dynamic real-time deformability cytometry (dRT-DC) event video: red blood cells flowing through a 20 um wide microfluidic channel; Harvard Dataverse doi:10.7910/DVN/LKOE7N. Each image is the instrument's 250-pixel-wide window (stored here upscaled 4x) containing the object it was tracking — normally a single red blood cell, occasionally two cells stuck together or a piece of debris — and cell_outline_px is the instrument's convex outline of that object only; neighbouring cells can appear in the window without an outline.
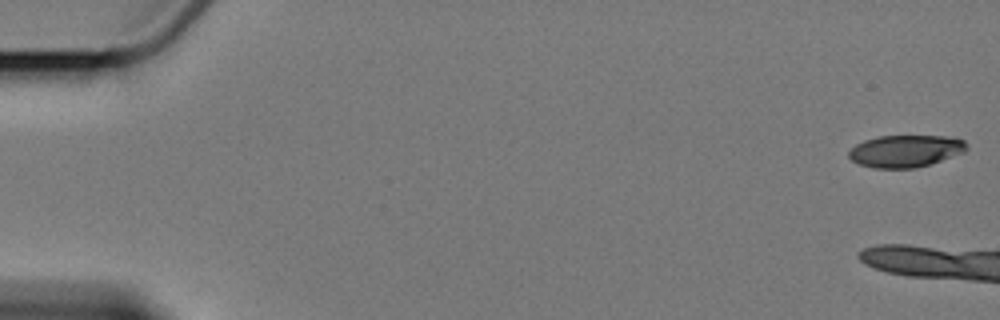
{"species": "Egyptian fruit bat (a non-hibernating species)", "species_latin": "Rousettus aegyptiacus", "temperature_condition": "cold", "stored_images_in_passage": 11, "camera_frame_rate_fps": 3000, "um_per_image_px": 0.085, "animal": {"sex": "female"}, "frame": {"image": 1, "passage_image": 1, "time_ms": 0.0, "image_size_px": [1000, 320], "cell_outline_px": [[968, 148], [964, 152], [916, 168], [872, 168], [860, 164], [852, 160], [848, 156], [848, 152], [856, 144], [864, 140], [876, 136], [944, 136], [964, 140], [968, 144]], "centroid_in_image_um": [76.95, 12.83], "position_along_channel_um": 8.1, "area_um2": 21.96}}
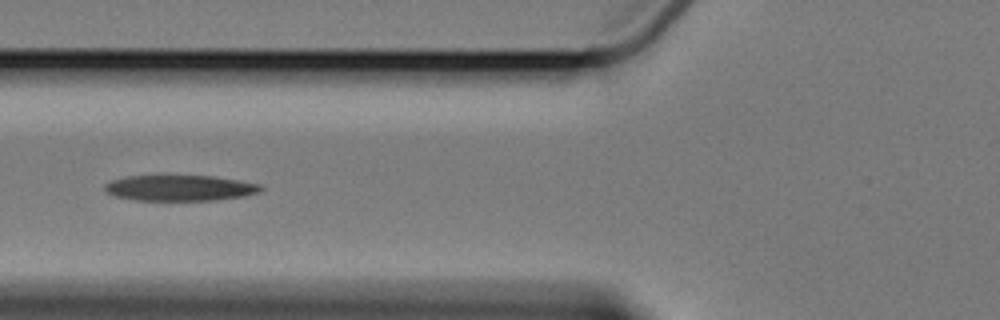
{"frame": {"image": 2, "passage_image": 8, "time_ms": 9.333, "image_size_px": [1000, 320], "cell_outline_px": [[264, 188], [260, 192], [244, 196], [216, 200], [132, 200], [116, 196], [104, 192], [104, 184], [112, 180], [128, 176], [212, 176], [260, 184]], "centroid_in_image_um": [15.27, 15.98], "position_along_channel_um": 110.5, "area_um2": 23.35}}
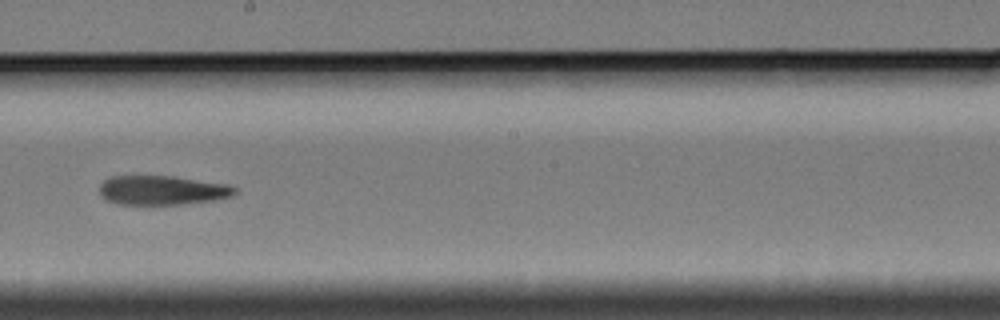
{"frame": {"image": 3, "passage_image": 11, "time_ms": 13.0, "image_size_px": [1000, 320], "cell_outline_px": [[236, 192], [232, 196], [216, 200], [184, 204], [116, 204], [104, 200], [100, 196], [100, 184], [104, 180], [112, 176], [172, 176], [228, 184], [236, 188]], "centroid_in_image_um": [13.77, 16.17], "position_along_channel_um": 234.4, "area_um2": 23.24}}